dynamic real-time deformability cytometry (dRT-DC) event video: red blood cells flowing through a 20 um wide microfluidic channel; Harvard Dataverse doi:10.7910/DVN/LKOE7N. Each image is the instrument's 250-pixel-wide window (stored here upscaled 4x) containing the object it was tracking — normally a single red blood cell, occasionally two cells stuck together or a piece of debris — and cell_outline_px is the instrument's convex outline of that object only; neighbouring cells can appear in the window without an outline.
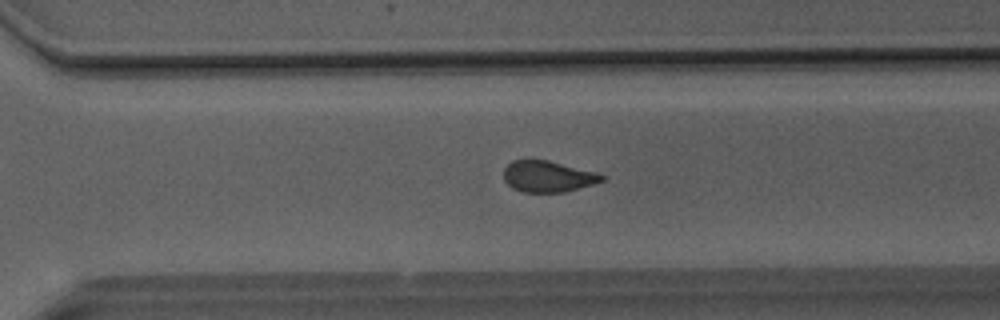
{"species": "Egyptian fruit bat (a non-hibernating species)", "species_latin": "Rousettus aegyptiacus", "temperature_condition": "room temperature", "stored_images_in_passage": 47, "camera_frame_rate_fps": 3000, "um_per_image_px": 0.085, "animal": {"sex": "male"}, "frame": {"image": 1, "passage_image": 34, "time_ms": 11.0, "image_size_px": [1000, 320], "cell_outline_px": [[604, 180], [592, 184], [564, 192], [524, 192], [512, 188], [504, 180], [504, 168], [512, 160], [548, 160], [596, 172], [604, 176]], "centroid_in_image_um": [46.54, 14.99], "position_along_channel_um": 324.1, "area_um2": 17.69}, "authors_computed_cell_mechanics": {"area_um2": 19.2474, "velocity_mm_per_s": 4.1409, "shape_relaxation_time_tau1_ms": null, "shape_relaxation_time_tau2_ms": 1.561, "deformation_change_tau1": null, "deformation_change_tau2": 0.0895}}